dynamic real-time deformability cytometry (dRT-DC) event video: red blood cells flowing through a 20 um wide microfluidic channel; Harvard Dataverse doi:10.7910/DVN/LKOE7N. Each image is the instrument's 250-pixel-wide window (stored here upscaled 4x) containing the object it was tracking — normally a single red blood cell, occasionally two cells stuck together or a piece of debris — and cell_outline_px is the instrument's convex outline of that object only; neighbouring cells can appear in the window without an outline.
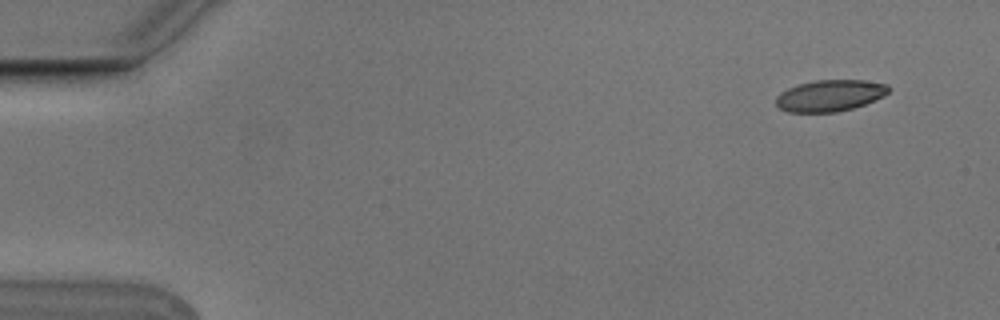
{"species": "Egyptian fruit bat (a non-hibernating species)", "species_latin": "Rousettus aegyptiacus", "temperature_condition": "cold", "stored_images_in_passage": 8, "camera_frame_rate_fps": 3000, "um_per_image_px": 0.085, "animal": {"sex": "male"}, "frame": {"image": 1, "passage_image": 1, "time_ms": 0.0, "image_size_px": [1000, 320], "cell_outline_px": [[892, 88], [884, 96], [876, 100], [852, 108], [836, 112], [788, 112], [780, 108], [776, 104], [776, 96], [780, 92], [788, 88], [800, 84], [816, 80], [864, 80], [888, 84]], "centroid_in_image_um": [70.57, 8.12], "position_along_channel_um": 14.4, "area_um2": 20.69}}
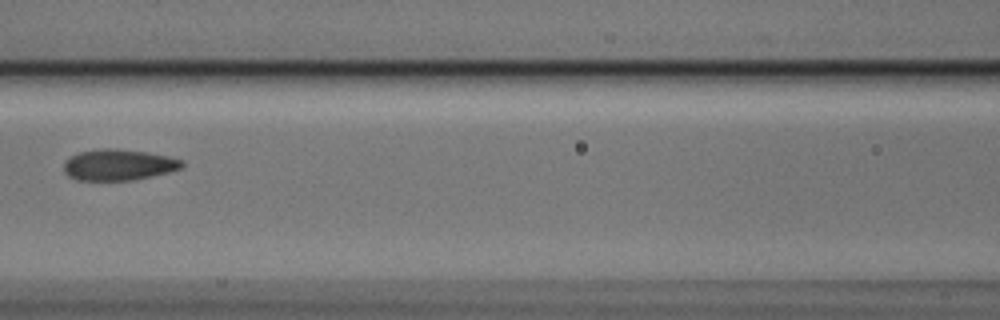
{"frame": {"image": 2, "passage_image": 7, "time_ms": 2.0, "image_size_px": [1000, 320], "cell_outline_px": [[184, 168], [152, 176], [132, 180], [76, 180], [68, 176], [64, 172], [64, 164], [72, 156], [80, 152], [100, 148], [116, 148], [148, 152], [168, 156], [184, 160]], "centroid_in_image_um": [10.12, 14.0], "position_along_channel_um": 156.5, "area_um2": 21.5}}
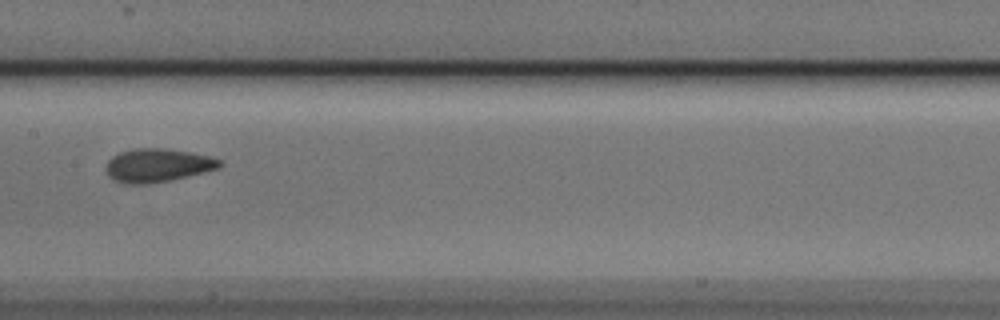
{"frame": {"image": 3, "passage_image": 8, "time_ms": 2.333, "image_size_px": [1000, 320], "cell_outline_px": [[224, 164], [220, 168], [188, 176], [148, 184], [124, 184], [108, 176], [104, 168], [108, 160], [112, 156], [120, 152], [132, 148], [164, 148], [188, 152], [208, 156], [224, 160]], "centroid_in_image_um": [13.39, 14.05], "position_along_channel_um": 194.0, "area_um2": 22.31}}